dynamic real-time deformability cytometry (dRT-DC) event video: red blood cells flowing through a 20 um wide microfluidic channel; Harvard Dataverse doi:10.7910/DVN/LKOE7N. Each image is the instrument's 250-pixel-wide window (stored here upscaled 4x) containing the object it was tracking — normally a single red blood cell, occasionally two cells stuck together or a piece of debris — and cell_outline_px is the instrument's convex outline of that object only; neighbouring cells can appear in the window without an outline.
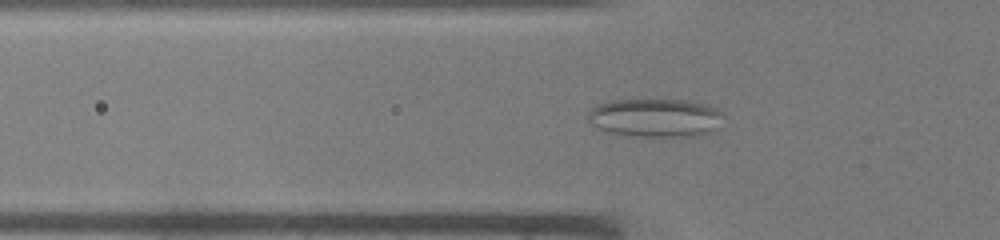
{"species": "common noctule bat (a hibernating species)", "species_latin": "Nyctalus noctula", "temperature_condition": "warm", "stored_images_in_passage": 42, "camera_frame_rate_fps": 3000, "um_per_image_px": 0.085, "animal": {"sex": "male", "body_mass_g": 19.0, "forearm_length_mm": 50.8}, "frame": {"image": 1, "passage_image": 13, "time_ms": 4.0, "image_size_px": [1000, 240], "cell_outline_px": [[720, 112], [712, 128], [708, 132], [692, 136], [636, 136], [604, 132], [592, 124], [588, 120], [588, 112], [596, 104], [612, 100], [684, 100], [704, 104]], "centroid_in_image_um": [55.53, 10.0], "position_along_channel_um": 70.3, "area_um2": 29.54}}
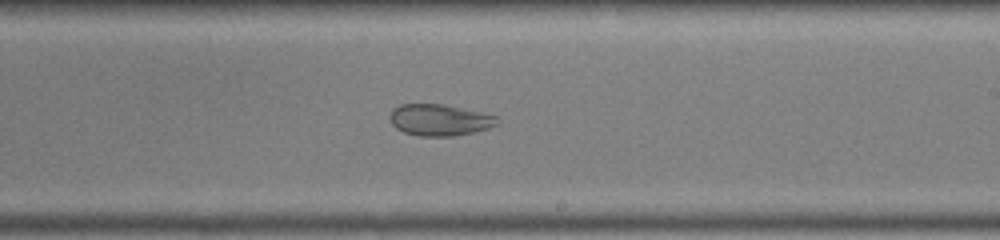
{"frame": {"image": 2, "passage_image": 25, "time_ms": 8.0, "image_size_px": [1000, 240], "cell_outline_px": [[500, 124], [476, 132], [452, 136], [420, 136], [404, 132], [396, 128], [392, 124], [388, 116], [392, 108], [400, 104], [444, 104], [496, 116], [500, 120]], "centroid_in_image_um": [37.35, 10.2], "position_along_channel_um": 251.6, "area_um2": 19.83}}
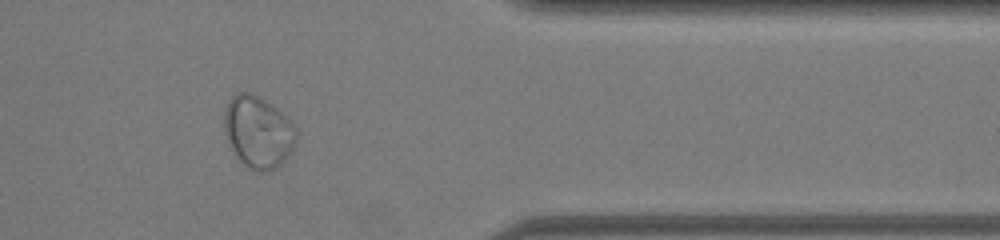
{"frame": {"image": 3, "passage_image": 35, "time_ms": 11.333, "image_size_px": [1000, 240], "cell_outline_px": [[296, 144], [284, 160], [276, 168], [264, 172], [256, 172], [244, 164], [236, 156], [224, 132], [224, 112], [228, 100], [236, 92], [248, 92], [272, 104], [296, 128]], "centroid_in_image_um": [21.92, 11.22], "position_along_channel_um": 389.5, "area_um2": 29.94}}